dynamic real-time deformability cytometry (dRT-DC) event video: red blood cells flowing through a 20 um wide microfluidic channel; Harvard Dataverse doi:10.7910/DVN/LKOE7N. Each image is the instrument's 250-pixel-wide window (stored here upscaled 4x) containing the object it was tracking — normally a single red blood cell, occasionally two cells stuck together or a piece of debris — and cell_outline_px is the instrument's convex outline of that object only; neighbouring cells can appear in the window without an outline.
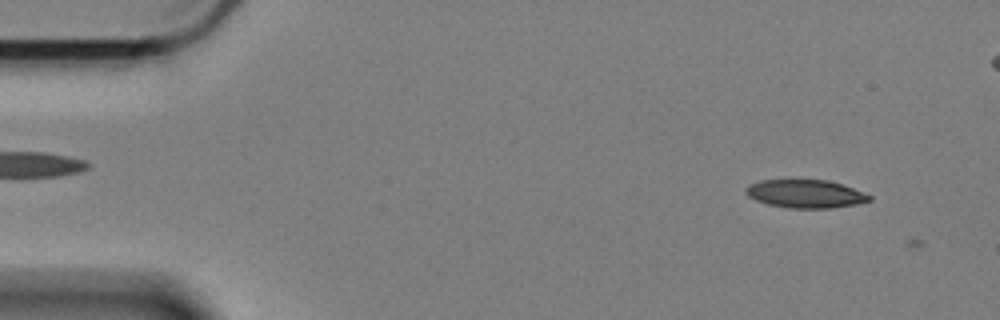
{"species": "Egyptian fruit bat (a non-hibernating species)", "species_latin": "Rousettus aegyptiacus", "temperature_condition": "cold", "stored_images_in_passage": 3, "camera_frame_rate_fps": 3000, "um_per_image_px": 0.085, "animal": {"sex": "female"}, "frame": {"image": 1, "passage_image": 2, "time_ms": 0.333, "image_size_px": [1000, 320], "cell_outline_px": [[872, 200], [856, 204], [832, 208], [792, 208], [768, 204], [756, 200], [748, 196], [744, 192], [752, 184], [760, 180], [792, 176], [796, 176], [828, 180], [852, 188], [872, 196]], "centroid_in_image_um": [68.43, 16.41], "position_along_channel_um": 16.6, "area_um2": 21.04}}